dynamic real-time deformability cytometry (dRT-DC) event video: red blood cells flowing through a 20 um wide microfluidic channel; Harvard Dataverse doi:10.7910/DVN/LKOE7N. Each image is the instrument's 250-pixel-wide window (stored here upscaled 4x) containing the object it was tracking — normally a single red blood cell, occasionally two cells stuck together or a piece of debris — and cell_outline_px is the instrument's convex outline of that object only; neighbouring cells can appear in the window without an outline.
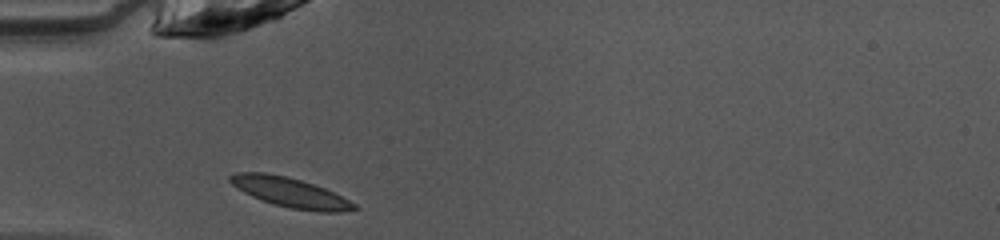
{"species": "common noctule bat (a hibernating species)", "species_latin": "Nyctalus noctula", "temperature_condition": "warm", "stored_images_in_passage": 35, "camera_frame_rate_fps": 3000, "um_per_image_px": 0.085, "animal": {"sex": "female", "body_mass_g": 10.0, "forearm_length_mm": 53.1}, "frame": {"image": 1, "passage_image": 1, "time_ms": 0.0, "image_size_px": [1000, 240], "cell_outline_px": [[360, 208], [340, 212], [320, 212], [292, 208], [276, 204], [252, 196], [244, 192], [232, 184], [228, 180], [228, 176], [236, 172], [264, 172], [288, 176], [324, 188], [356, 204]], "centroid_in_image_um": [24.66, 16.34], "position_along_channel_um": 60.3, "area_um2": 21.1}}
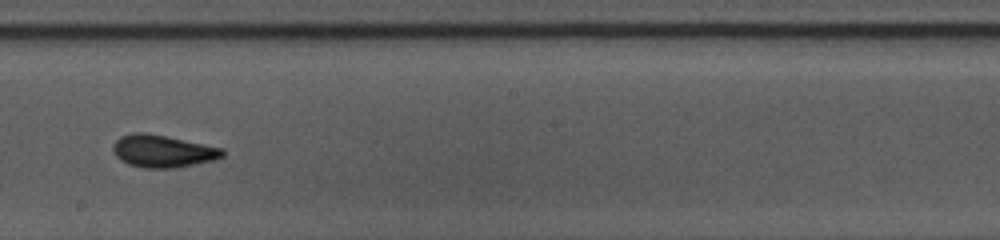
{"frame": {"image": 2, "passage_image": 14, "time_ms": 4.333, "image_size_px": [1000, 240], "cell_outline_px": [[224, 156], [216, 160], [176, 168], [144, 168], [128, 164], [120, 160], [116, 156], [112, 148], [112, 144], [120, 136], [132, 132], [144, 132], [224, 148]], "centroid_in_image_um": [13.83, 12.85], "position_along_channel_um": 234.4, "area_um2": 20.81}}
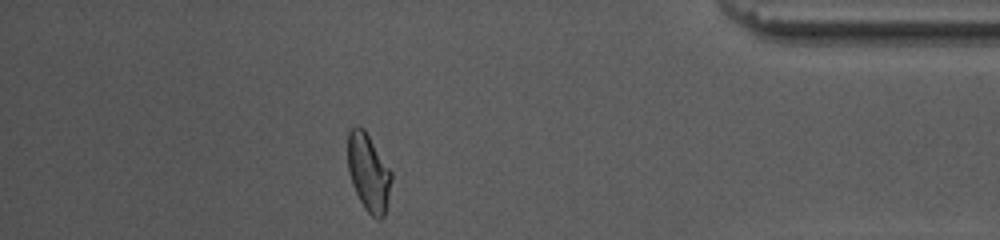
{"frame": {"image": 3, "passage_image": 29, "time_ms": 9.333, "image_size_px": [1000, 240], "cell_outline_px": [[392, 180], [384, 216], [380, 220], [376, 220], [364, 208], [352, 184], [348, 168], [348, 132], [356, 124], [364, 128], [392, 172]], "centroid_in_image_um": [31.33, 14.66], "position_along_channel_um": 403.9, "area_um2": 19.71}, "authors_computed_cell_mechanics": {"area_um2": 19.941, "velocity_mm_per_s": 4.0856, "shape_relaxation_time_tau1_ms": 4.6637, "shape_relaxation_time_tau2_ms": 0.9902, "deformation_change_tau1": 0.1464, "deformation_change_tau2": 0.0507}}